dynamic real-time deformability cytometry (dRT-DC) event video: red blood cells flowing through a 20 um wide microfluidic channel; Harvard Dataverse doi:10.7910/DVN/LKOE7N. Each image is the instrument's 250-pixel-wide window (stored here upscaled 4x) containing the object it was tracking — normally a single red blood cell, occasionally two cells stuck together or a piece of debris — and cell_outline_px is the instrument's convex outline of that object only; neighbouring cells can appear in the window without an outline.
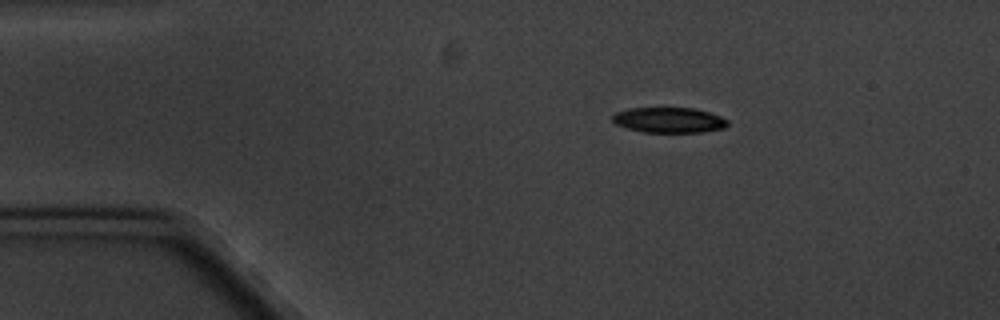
{"species": "common noctule bat (a hibernating species)", "species_latin": "Nyctalus noctula", "temperature_condition": "cold", "stored_images_in_passage": 3, "camera_frame_rate_fps": 3000, "um_per_image_px": 0.085, "animal": {"sex": "male", "body_mass_g": 20.1, "forearm_length_mm": 53.5}, "frame": {"image": 1, "passage_image": 1, "time_ms": 0.0, "image_size_px": [1000, 320], "cell_outline_px": [[728, 124], [724, 128], [704, 132], [640, 132], [616, 124], [612, 120], [612, 116], [616, 112], [628, 108], [696, 108], [720, 116], [728, 120]], "centroid_in_image_um": [56.86, 10.2], "position_along_channel_um": 28.1, "area_um2": 17.05}}